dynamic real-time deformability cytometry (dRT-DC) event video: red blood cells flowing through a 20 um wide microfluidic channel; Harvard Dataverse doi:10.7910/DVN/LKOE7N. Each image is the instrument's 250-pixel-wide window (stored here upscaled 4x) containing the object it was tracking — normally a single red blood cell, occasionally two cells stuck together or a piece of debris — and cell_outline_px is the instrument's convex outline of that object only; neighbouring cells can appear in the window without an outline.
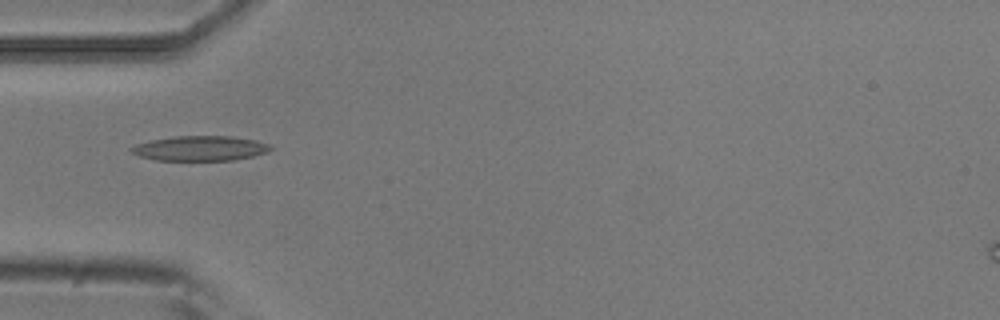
{"species": "common noctule bat (a hibernating species)", "species_latin": "Nyctalus noctula", "temperature_condition": "room temperature", "stored_images_in_passage": 10, "camera_frame_rate_fps": 3000, "um_per_image_px": 0.085, "animal": {"sex": "male", "body_mass_g": 20.5, "forearm_length_mm": 52.5}, "frame": {"image": 1, "passage_image": 4, "time_ms": 1.0, "image_size_px": [1000, 320], "cell_outline_px": [[272, 148], [268, 152], [252, 156], [232, 160], [156, 160], [140, 156], [132, 152], [128, 148], [136, 144], [152, 140], [176, 136], [232, 136], [256, 140], [268, 144]], "centroid_in_image_um": [17.01, 12.6], "position_along_channel_um": 68.0, "area_um2": 20.06}}
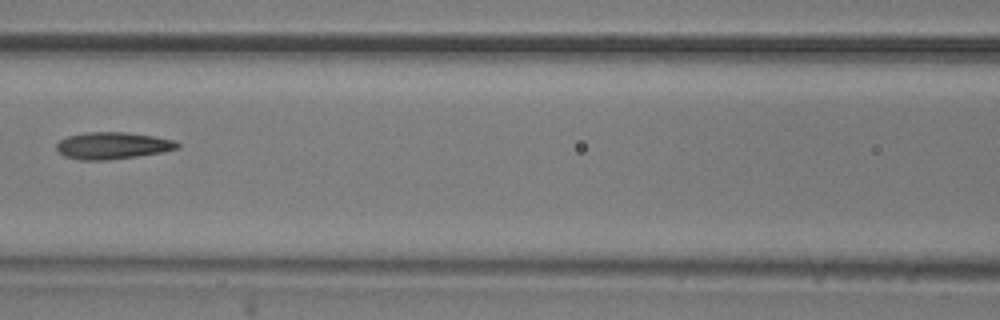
{"frame": {"image": 2, "passage_image": 6, "time_ms": 1.667, "image_size_px": [1000, 320], "cell_outline_px": [[180, 148], [160, 152], [136, 156], [108, 160], [80, 160], [64, 156], [56, 148], [56, 144], [60, 140], [68, 136], [84, 132], [124, 132], [152, 136], [172, 140], [180, 144]], "centroid_in_image_um": [9.53, 12.37], "position_along_channel_um": 157.1, "area_um2": 18.79}}
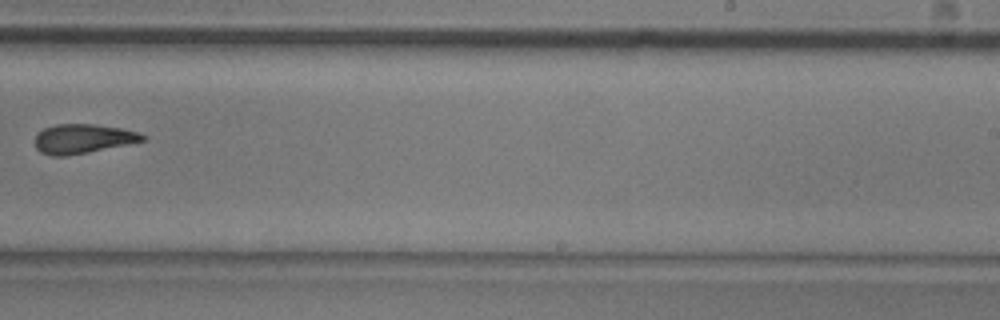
{"frame": {"image": 3, "passage_image": 9, "time_ms": 2.667, "image_size_px": [1000, 320], "cell_outline_px": [[144, 140], [88, 152], [68, 156], [52, 156], [40, 152], [36, 148], [36, 136], [44, 128], [56, 124], [96, 124], [120, 128], [140, 132], [144, 136]], "centroid_in_image_um": [7.01, 11.79], "position_along_channel_um": 282.0, "area_um2": 18.15}}